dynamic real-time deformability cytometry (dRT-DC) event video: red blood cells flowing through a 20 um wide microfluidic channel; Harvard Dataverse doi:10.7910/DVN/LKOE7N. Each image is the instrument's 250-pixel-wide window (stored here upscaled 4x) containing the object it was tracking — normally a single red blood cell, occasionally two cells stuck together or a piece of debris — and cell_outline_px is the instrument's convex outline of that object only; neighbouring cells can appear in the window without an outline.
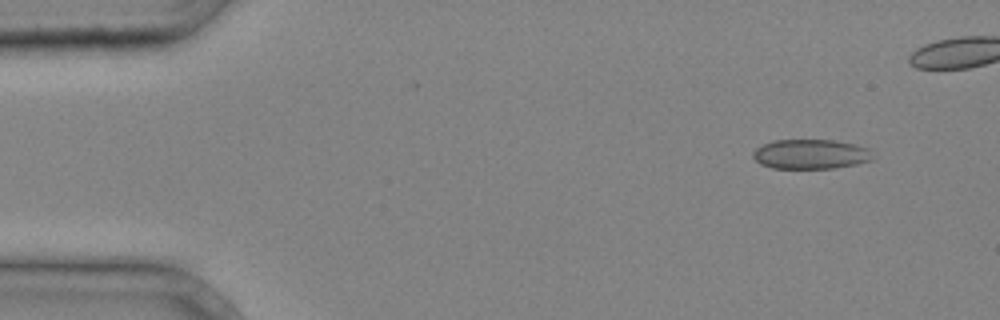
{"species": "common noctule bat (a hibernating species)", "species_latin": "Nyctalus noctula", "temperature_condition": "cold", "stored_images_in_passage": 5, "camera_frame_rate_fps": 3000, "um_per_image_px": 0.085, "animal": {"sex": "male", "body_mass_g": 20.4}, "frame": {"image": 1, "passage_image": 2, "time_ms": 0.333, "image_size_px": [1000, 320], "cell_outline_px": [[876, 160], [856, 164], [832, 168], [772, 168], [760, 164], [752, 156], [752, 152], [756, 148], [772, 140], [832, 140], [856, 144], [868, 148]], "centroid_in_image_um": [68.93, 13.1], "position_along_channel_um": 16.1, "area_um2": 20.81}}